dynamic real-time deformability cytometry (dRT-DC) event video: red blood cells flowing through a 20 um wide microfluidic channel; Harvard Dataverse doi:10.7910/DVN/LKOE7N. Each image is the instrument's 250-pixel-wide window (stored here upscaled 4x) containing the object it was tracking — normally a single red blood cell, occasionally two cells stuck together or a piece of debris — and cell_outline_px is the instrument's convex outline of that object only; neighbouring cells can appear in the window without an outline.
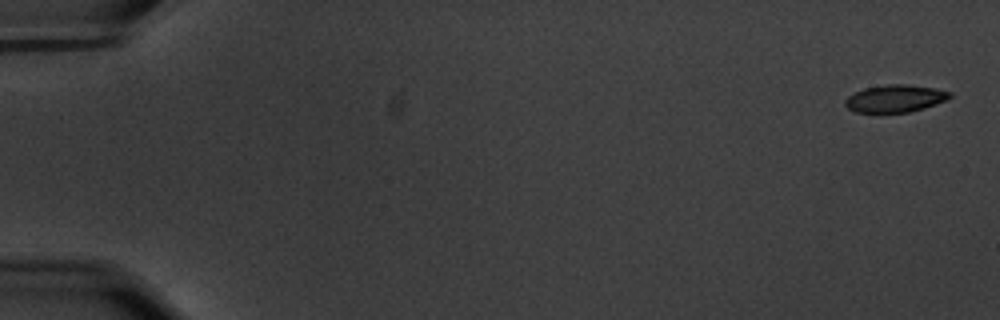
{"species": "common noctule bat (a hibernating species)", "species_latin": "Nyctalus noctula", "temperature_condition": "warm", "stored_images_in_passage": 59, "camera_frame_rate_fps": 3000, "um_per_image_px": 0.085, "animal": {"sex": "male", "body_mass_g": 20.1, "forearm_length_mm": 53.5}, "frame": {"image": 1, "passage_image": 2, "time_ms": 0.333, "image_size_px": [1000, 320], "cell_outline_px": [[952, 96], [948, 100], [924, 108], [908, 112], [856, 112], [848, 108], [844, 104], [844, 100], [848, 96], [864, 88], [888, 84], [908, 84], [936, 88], [952, 92]], "centroid_in_image_um": [76.12, 8.36], "position_along_channel_um": 8.9, "area_um2": 16.76}}
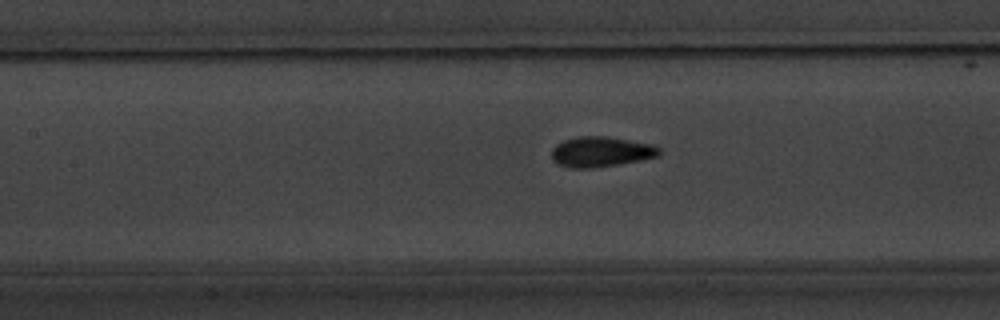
{"frame": {"image": 2, "passage_image": 28, "time_ms": 9.0, "image_size_px": [1000, 320], "cell_outline_px": [[660, 156], [640, 160], [592, 168], [568, 168], [556, 164], [552, 160], [552, 148], [556, 144], [564, 140], [576, 136], [608, 136], [652, 144], [660, 148]], "centroid_in_image_um": [51.05, 12.9], "position_along_channel_um": 156.4, "area_um2": 19.13}}
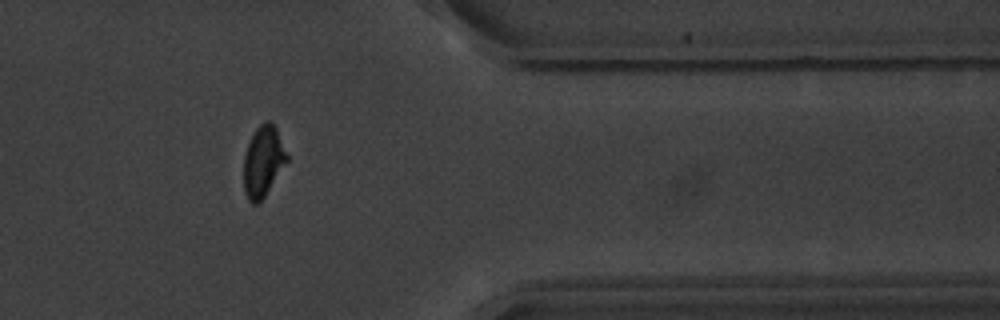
{"frame": {"image": 3, "passage_image": 49, "time_ms": 16.0, "image_size_px": [1000, 320], "cell_outline_px": [[288, 160], [264, 196], [256, 204], [252, 204], [248, 200], [244, 192], [244, 156], [248, 144], [256, 128], [260, 124], [268, 120], [276, 128], [288, 156]], "centroid_in_image_um": [22.35, 13.72], "position_along_channel_um": 389.0, "area_um2": 17.46}, "authors_computed_cell_mechanics": {"area_um2": 17.8024, "velocity_mm_per_s": 3.5158, "shape_relaxation_time_tau1_ms": 3.1267, "shape_relaxation_time_tau2_ms": null, "deformation_change_tau1": 0.1489, "deformation_change_tau2": null}}